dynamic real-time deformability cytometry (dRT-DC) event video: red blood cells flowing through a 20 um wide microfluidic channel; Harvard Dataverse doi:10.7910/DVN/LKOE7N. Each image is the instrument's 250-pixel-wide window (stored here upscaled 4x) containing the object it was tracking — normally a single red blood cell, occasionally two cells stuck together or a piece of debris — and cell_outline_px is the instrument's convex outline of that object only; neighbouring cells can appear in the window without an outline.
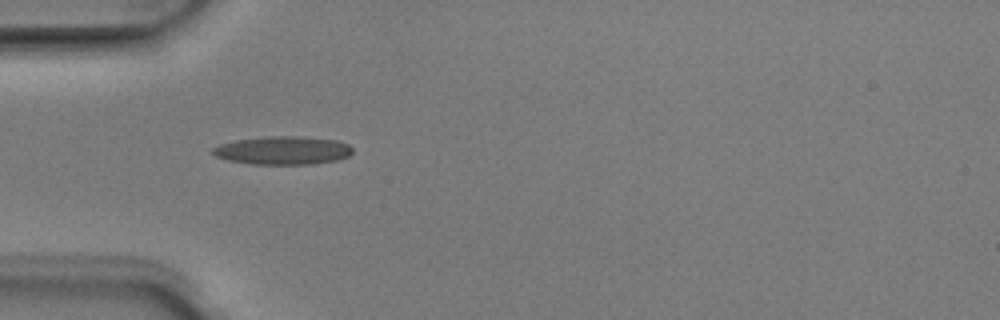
{"species": "Egyptian fruit bat (a non-hibernating species)", "species_latin": "Rousettus aegyptiacus", "temperature_condition": "room temperature", "stored_images_in_passage": 5, "camera_frame_rate_fps": 3000, "um_per_image_px": 0.085, "animal": {"sex": "male"}, "frame": {"image": 1, "passage_image": 4, "time_ms": 1.0, "image_size_px": [1000, 320], "cell_outline_px": [[352, 152], [348, 156], [336, 160], [312, 164], [252, 164], [228, 160], [216, 156], [212, 152], [212, 148], [220, 144], [236, 140], [268, 136], [304, 136], [336, 140], [348, 144], [352, 148]], "centroid_in_image_um": [24.05, 12.78], "position_along_channel_um": 61.0, "area_um2": 23.0}}
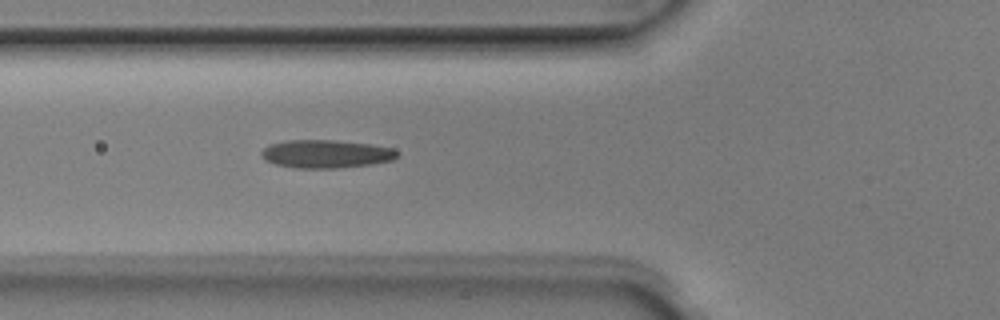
{"frame": {"image": 2, "passage_image": 5, "time_ms": 1.333, "image_size_px": [1000, 320], "cell_outline_px": [[400, 156], [392, 160], [372, 164], [340, 168], [296, 168], [276, 164], [264, 160], [260, 156], [260, 152], [268, 144], [284, 140], [336, 140], [372, 144], [392, 148]], "centroid_in_image_um": [27.68, 13.08], "position_along_channel_um": 98.1, "area_um2": 22.54}}